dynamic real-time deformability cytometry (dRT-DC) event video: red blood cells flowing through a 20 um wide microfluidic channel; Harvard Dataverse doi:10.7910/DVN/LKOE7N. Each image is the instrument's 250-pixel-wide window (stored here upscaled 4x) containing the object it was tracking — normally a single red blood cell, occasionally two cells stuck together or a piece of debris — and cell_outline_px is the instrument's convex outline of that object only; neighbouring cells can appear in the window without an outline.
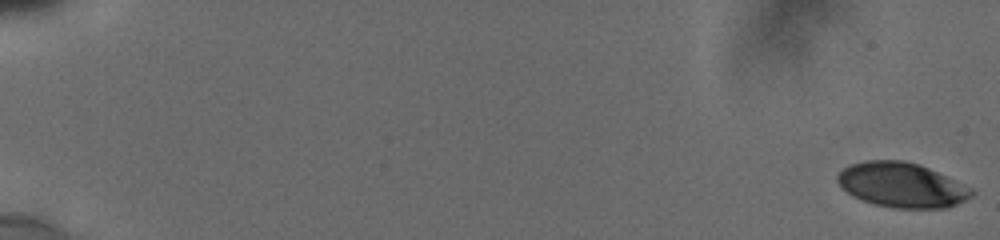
{"species": "human", "species_latin": "Homo sapiens", "temperature_condition": "cold", "stored_images_in_passage": 13, "camera_frame_rate_fps": 3000, "um_per_image_px": 0.085, "donor": {"sex": "male"}, "frame": {"image": 1, "passage_image": 1, "time_ms": 0.0, "image_size_px": [1000, 240], "cell_outline_px": [[972, 196], [956, 204], [944, 208], [896, 208], [876, 204], [864, 200], [848, 192], [836, 180], [836, 176], [844, 168], [852, 164], [864, 160], [904, 160], [920, 164], [972, 188]], "centroid_in_image_um": [76.65, 15.71], "position_along_channel_um": 8.3, "area_um2": 34.51}}
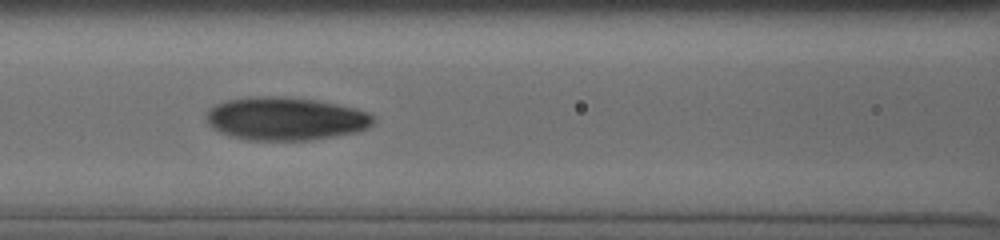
{"frame": {"image": 2, "passage_image": 11, "time_ms": 9.0, "image_size_px": [1000, 240], "cell_outline_px": [[376, 120], [368, 128], [356, 132], [312, 140], [248, 140], [228, 136], [212, 128], [208, 124], [204, 116], [208, 108], [216, 104], [228, 100], [256, 96], [272, 96], [316, 100], [352, 108], [364, 112], [372, 116]], "centroid_in_image_um": [24.2, 10.1], "position_along_channel_um": 142.4, "area_um2": 41.85}}
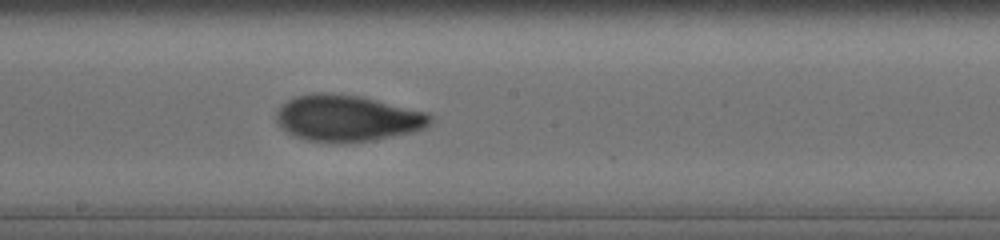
{"frame": {"image": 3, "passage_image": 13, "time_ms": 11.0, "image_size_px": [1000, 240], "cell_outline_px": [[432, 120], [424, 128], [412, 132], [368, 140], [304, 140], [292, 136], [280, 128], [276, 120], [276, 112], [288, 100], [296, 96], [324, 92], [360, 96], [424, 112], [432, 116]], "centroid_in_image_um": [29.46, 10.02], "position_along_channel_um": 218.7, "area_um2": 40.4}}